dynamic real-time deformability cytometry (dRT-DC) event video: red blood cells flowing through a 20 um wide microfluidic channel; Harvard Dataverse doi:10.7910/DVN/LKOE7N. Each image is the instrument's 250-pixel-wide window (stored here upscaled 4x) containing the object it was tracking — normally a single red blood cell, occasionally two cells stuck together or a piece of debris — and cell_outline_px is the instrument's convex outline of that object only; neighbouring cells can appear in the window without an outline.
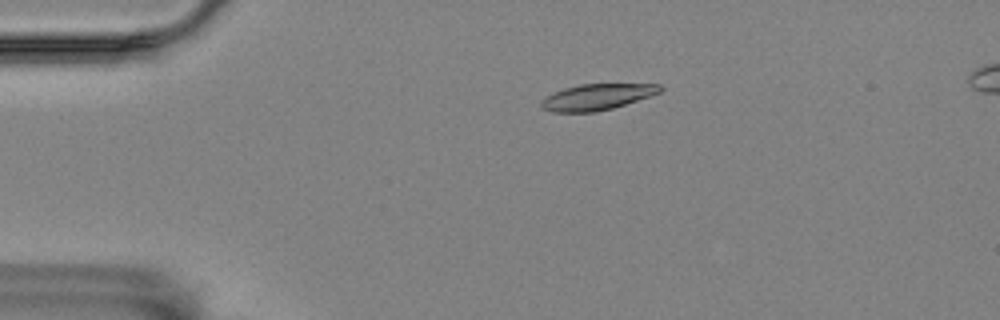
{"species": "Egyptian fruit bat (a non-hibernating species)", "species_latin": "Rousettus aegyptiacus", "temperature_condition": "room temperature", "stored_images_in_passage": 47, "camera_frame_rate_fps": 3000, "um_per_image_px": 0.085, "animal": {"sex": "female"}, "frame": {"image": 1, "passage_image": 1, "time_ms": 0.0, "image_size_px": [1000, 320], "cell_outline_px": [[664, 88], [660, 92], [612, 108], [592, 112], [552, 112], [540, 108], [540, 100], [544, 96], [564, 88], [580, 84], [660, 84]], "centroid_in_image_um": [50.66, 8.24], "position_along_channel_um": 34.3, "area_um2": 17.98}}
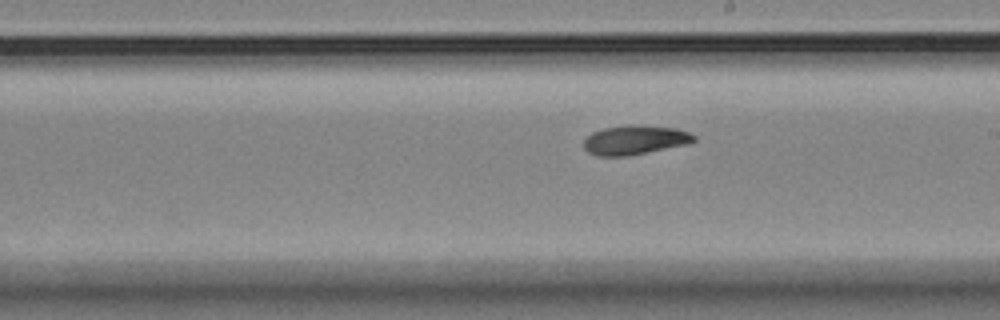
{"frame": {"image": 2, "passage_image": 22, "time_ms": 7.0, "image_size_px": [1000, 320], "cell_outline_px": [[696, 140], [688, 144], [628, 156], [596, 156], [588, 152], [584, 148], [584, 140], [592, 132], [604, 128], [628, 124], [636, 124], [676, 128], [688, 132], [696, 136]], "centroid_in_image_um": [53.96, 11.89], "position_along_channel_um": 235.0, "area_um2": 18.96}}
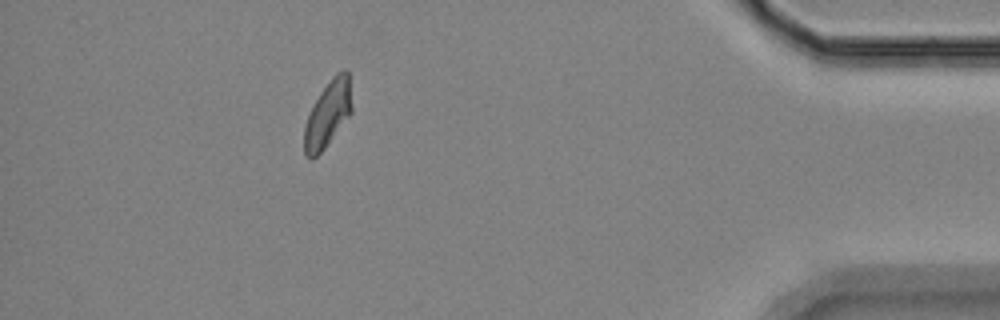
{"frame": {"image": 3, "passage_image": 41, "time_ms": 13.333, "image_size_px": [1000, 320], "cell_outline_px": [[352, 112], [324, 148], [312, 160], [304, 152], [304, 128], [308, 116], [320, 92], [332, 76], [336, 72], [344, 68], [348, 72], [352, 104]], "centroid_in_image_um": [27.88, 9.65], "position_along_channel_um": 407.3, "area_um2": 18.09}, "authors_computed_cell_mechanics": {"area_um2": 18.4382, "velocity_mm_per_s": 3.4754, "shape_relaxation_time_tau1_ms": 4.8077, "shape_relaxation_time_tau2_ms": 9.4338, "deformation_change_tau1": 0.1456, "deformation_change_tau2": 0.1397}}